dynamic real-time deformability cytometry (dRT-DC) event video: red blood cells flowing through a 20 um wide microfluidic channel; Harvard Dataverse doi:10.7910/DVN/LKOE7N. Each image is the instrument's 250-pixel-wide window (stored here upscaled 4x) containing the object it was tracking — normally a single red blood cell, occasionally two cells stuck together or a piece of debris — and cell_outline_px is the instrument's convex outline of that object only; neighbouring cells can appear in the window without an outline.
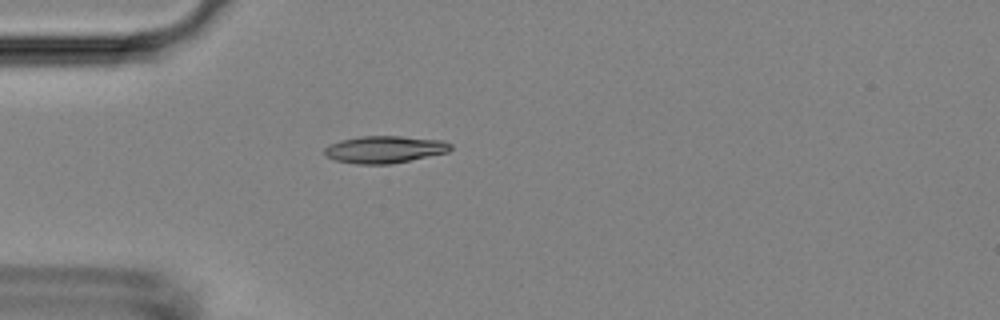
{"species": "Egyptian fruit bat (a non-hibernating species)", "species_latin": "Rousettus aegyptiacus", "temperature_condition": "room temperature", "stored_images_in_passage": 39, "camera_frame_rate_fps": 3000, "um_per_image_px": 0.085, "animal": {"sex": "female"}, "frame": {"image": 1, "passage_image": 1, "time_ms": 0.0, "image_size_px": [1000, 320], "cell_outline_px": [[452, 148], [448, 152], [392, 164], [356, 164], [336, 160], [324, 156], [324, 148], [340, 140], [360, 136], [400, 136], [444, 140], [452, 144]], "centroid_in_image_um": [32.71, 12.7], "position_along_channel_um": 52.3, "area_um2": 20.06}}
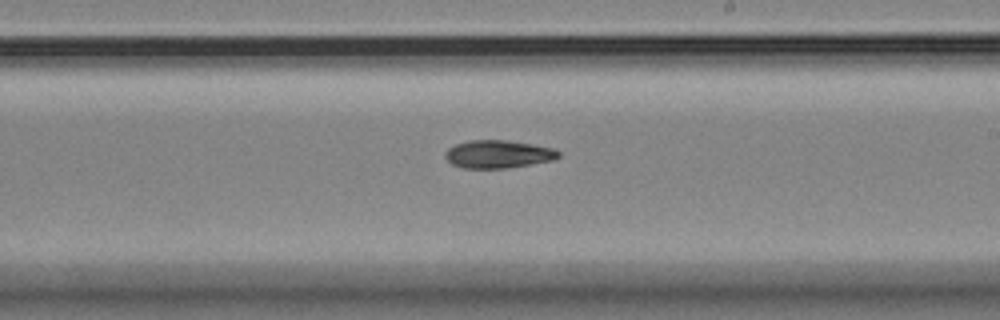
{"frame": {"image": 2, "passage_image": 17, "time_ms": 5.333, "image_size_px": [1000, 320], "cell_outline_px": [[560, 156], [552, 160], [504, 168], [464, 168], [452, 164], [444, 156], [444, 152], [448, 148], [456, 144], [468, 140], [508, 140], [556, 148], [560, 152]], "centroid_in_image_um": [42.33, 13.09], "position_along_channel_um": 246.7, "area_um2": 18.38}}
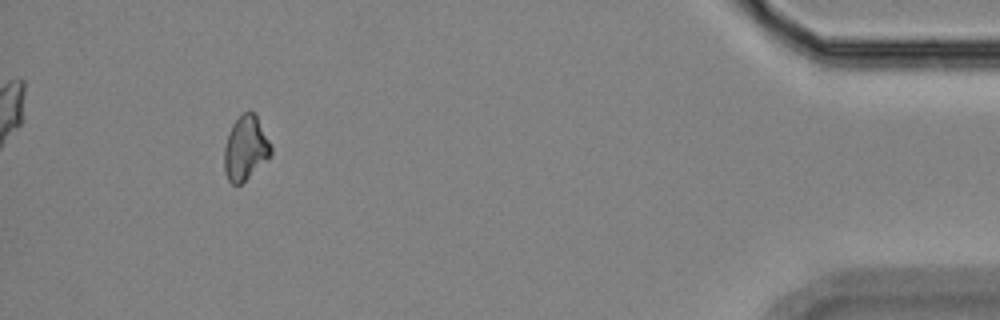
{"frame": {"image": 3, "passage_image": 35, "time_ms": 11.333, "image_size_px": [1000, 320], "cell_outline_px": [[272, 152], [240, 184], [232, 184], [228, 180], [224, 172], [224, 148], [232, 124], [248, 108], [252, 108], [256, 112], [272, 148]], "centroid_in_image_um": [20.85, 12.51], "position_along_channel_um": 414.3, "area_um2": 17.22}, "authors_computed_cell_mechanics": {"area_um2": 18.207, "velocity_mm_per_s": 3.8043, "shape_relaxation_time_tau1_ms": 5.6467, "shape_relaxation_time_tau2_ms": null, "deformation_change_tau1": 0.129, "deformation_change_tau2": null}}